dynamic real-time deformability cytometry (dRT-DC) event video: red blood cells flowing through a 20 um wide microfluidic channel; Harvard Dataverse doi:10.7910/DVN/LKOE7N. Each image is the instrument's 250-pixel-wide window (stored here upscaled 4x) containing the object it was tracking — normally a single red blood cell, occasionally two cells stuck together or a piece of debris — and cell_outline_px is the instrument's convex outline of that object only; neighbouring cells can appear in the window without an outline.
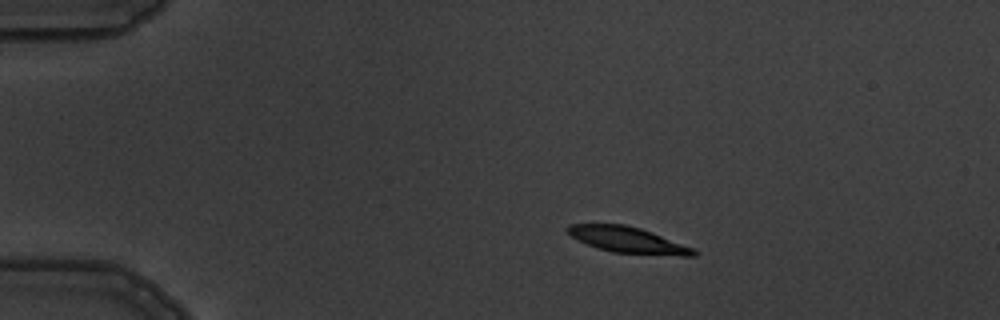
{"species": "common noctule bat (a hibernating species)", "species_latin": "Nyctalus noctula", "temperature_condition": "warm", "stored_images_in_passage": 5, "camera_frame_rate_fps": 3000, "um_per_image_px": 0.085, "animal": {"sex": "male", "body_mass_g": 19.5, "forearm_length_mm": 54.6}, "frame": {"image": 1, "passage_image": 2, "time_ms": 1.333, "image_size_px": [1000, 320], "cell_outline_px": [[700, 252], [696, 256], [680, 256], [612, 252], [596, 248], [572, 236], [564, 228], [568, 224], [624, 224], [640, 228], [652, 232], [692, 248]], "centroid_in_image_um": [53.37, 20.4], "position_along_channel_um": 31.6, "area_um2": 18.96}}
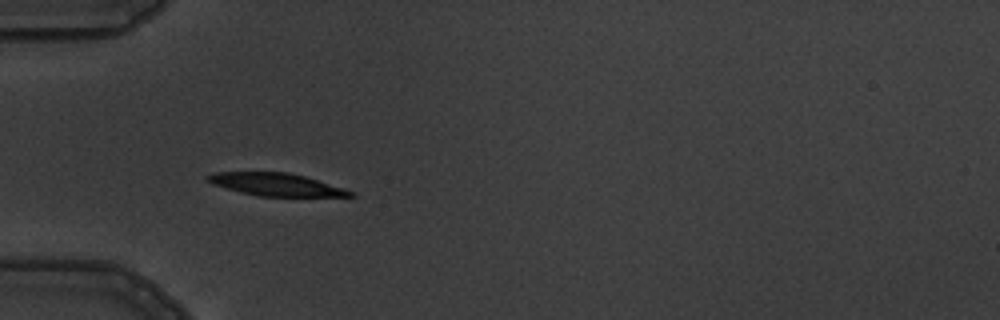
{"frame": {"image": 2, "passage_image": 4, "time_ms": 3.667, "image_size_px": [1000, 320], "cell_outline_px": [[356, 196], [260, 196], [240, 192], [212, 184], [204, 180], [204, 176], [212, 172], [288, 172], [304, 176], [344, 188], [356, 192]], "centroid_in_image_um": [23.42, 15.67], "position_along_channel_um": 61.6, "area_um2": 18.84}}